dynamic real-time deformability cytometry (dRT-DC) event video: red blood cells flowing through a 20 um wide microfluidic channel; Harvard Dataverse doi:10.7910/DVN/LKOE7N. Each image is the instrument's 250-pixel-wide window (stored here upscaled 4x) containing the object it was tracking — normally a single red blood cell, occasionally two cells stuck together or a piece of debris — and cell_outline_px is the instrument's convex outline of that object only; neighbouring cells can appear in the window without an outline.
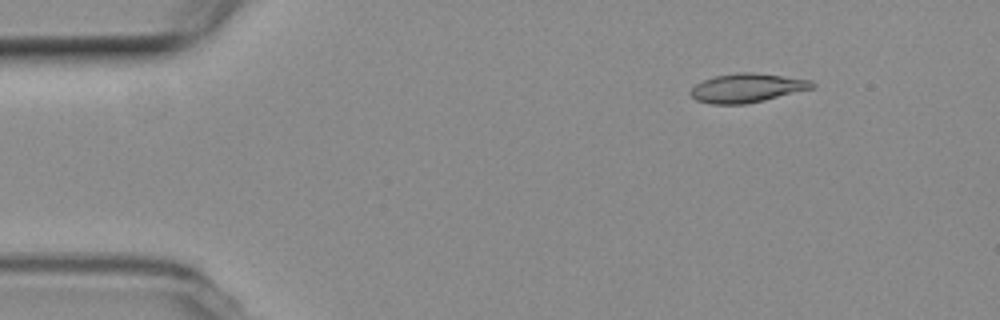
{"species": "common noctule bat (a hibernating species)", "species_latin": "Nyctalus noctula", "temperature_condition": "room temperature", "stored_images_in_passage": 55, "camera_frame_rate_fps": 3000, "um_per_image_px": 0.085, "animal": {"sex": "female", "body_mass_g": 19.3, "forearm_length_mm": 54.1}, "frame": {"image": 1, "passage_image": 7, "time_ms": 2.0, "image_size_px": [1000, 320], "cell_outline_px": [[816, 84], [812, 88], [764, 100], [744, 104], [712, 104], [696, 100], [688, 92], [696, 84], [712, 76], [736, 72], [752, 72], [812, 80]], "centroid_in_image_um": [63.46, 7.47], "position_along_channel_um": 21.5, "area_um2": 20.4}}
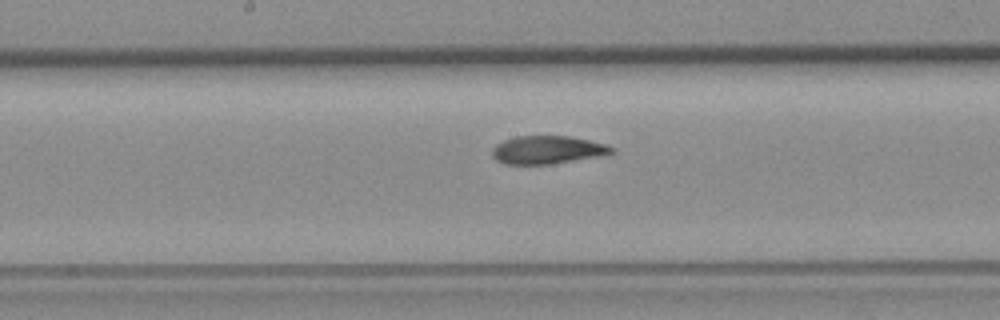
{"frame": {"image": 2, "passage_image": 28, "time_ms": 9.0, "image_size_px": [1000, 320], "cell_outline_px": [[616, 148], [612, 152], [600, 156], [548, 164], [504, 164], [496, 160], [492, 156], [492, 148], [496, 144], [504, 140], [516, 136], [568, 136], [588, 140], [604, 144]], "centroid_in_image_um": [46.48, 12.73], "position_along_channel_um": 201.7, "area_um2": 19.36}}
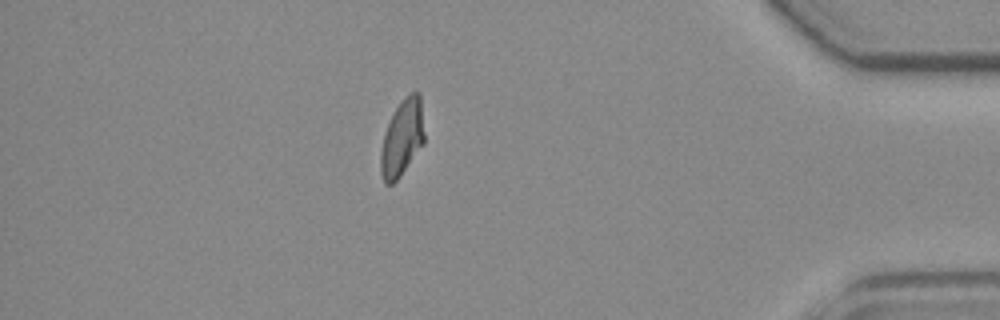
{"frame": {"image": 3, "passage_image": 48, "time_ms": 15.667, "image_size_px": [1000, 320], "cell_outline_px": [[424, 144], [400, 176], [392, 184], [384, 184], [380, 172], [380, 152], [384, 132], [392, 112], [404, 96], [408, 92], [420, 92], [424, 136]], "centroid_in_image_um": [34.16, 11.71], "position_along_channel_um": 401.0, "area_um2": 19.77}, "authors_computed_cell_mechanics": {"area_um2": 19.941, "velocity_mm_per_s": 3.6697, "shape_relaxation_time_tau1_ms": 10.1543, "shape_relaxation_time_tau2_ms": 1.1843, "deformation_change_tau1": 0.2546, "deformation_change_tau2": 0.0658}}